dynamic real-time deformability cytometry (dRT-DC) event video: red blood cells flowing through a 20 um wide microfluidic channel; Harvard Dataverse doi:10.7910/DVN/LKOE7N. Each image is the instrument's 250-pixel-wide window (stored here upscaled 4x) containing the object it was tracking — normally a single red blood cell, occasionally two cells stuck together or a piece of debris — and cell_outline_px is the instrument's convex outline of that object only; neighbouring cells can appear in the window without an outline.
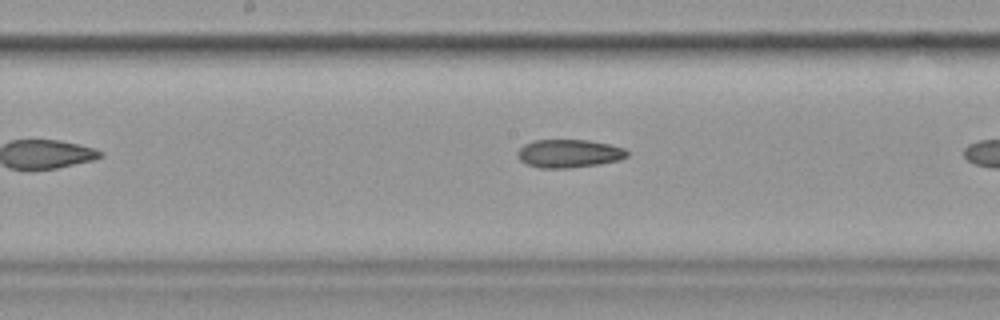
{"species": "common noctule bat (a hibernating species)", "species_latin": "Nyctalus noctula", "temperature_condition": "cold", "stored_images_in_passage": 14, "camera_frame_rate_fps": 3000, "um_per_image_px": 0.085, "animal": {"sex": "female", "body_mass_g": 19.9}, "frame": {"image": 1, "passage_image": 12, "time_ms": 3.667, "image_size_px": [1000, 320], "cell_outline_px": [[628, 156], [620, 160], [600, 164], [568, 168], [540, 168], [528, 164], [520, 160], [516, 156], [516, 152], [524, 144], [532, 140], [588, 140], [608, 144], [624, 148], [628, 152]], "centroid_in_image_um": [48.35, 13.05], "position_along_channel_um": 199.9, "area_um2": 18.09}}